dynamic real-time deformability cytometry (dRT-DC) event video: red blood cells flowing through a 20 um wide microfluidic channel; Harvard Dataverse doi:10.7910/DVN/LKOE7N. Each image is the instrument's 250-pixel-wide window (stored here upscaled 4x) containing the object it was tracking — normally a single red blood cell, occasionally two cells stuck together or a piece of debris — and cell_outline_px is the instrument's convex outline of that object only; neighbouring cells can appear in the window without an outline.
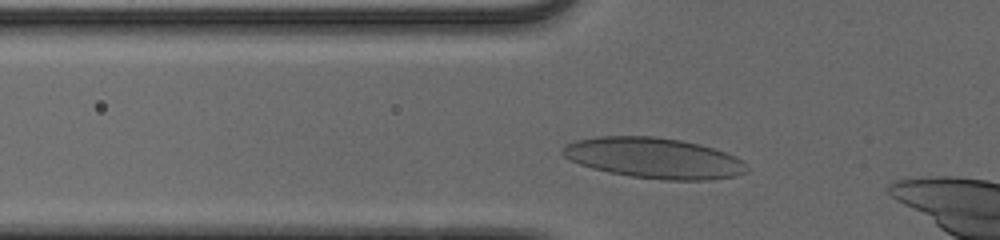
{"species": "human", "species_latin": "Homo sapiens", "temperature_condition": "cold", "stored_images_in_passage": 8, "camera_frame_rate_fps": 3000, "um_per_image_px": 0.085, "donor": {"sex": "male"}, "frame": {"image": 1, "passage_image": 5, "time_ms": 1.333, "image_size_px": [1000, 240], "cell_outline_px": [[748, 172], [736, 176], [708, 180], [660, 180], [628, 176], [608, 172], [592, 168], [580, 164], [564, 156], [560, 152], [560, 148], [576, 140], [596, 136], [656, 136], [680, 140], [700, 144], [736, 156], [748, 168]], "centroid_in_image_um": [55.57, 13.44], "position_along_channel_um": 70.2, "area_um2": 43.75}}